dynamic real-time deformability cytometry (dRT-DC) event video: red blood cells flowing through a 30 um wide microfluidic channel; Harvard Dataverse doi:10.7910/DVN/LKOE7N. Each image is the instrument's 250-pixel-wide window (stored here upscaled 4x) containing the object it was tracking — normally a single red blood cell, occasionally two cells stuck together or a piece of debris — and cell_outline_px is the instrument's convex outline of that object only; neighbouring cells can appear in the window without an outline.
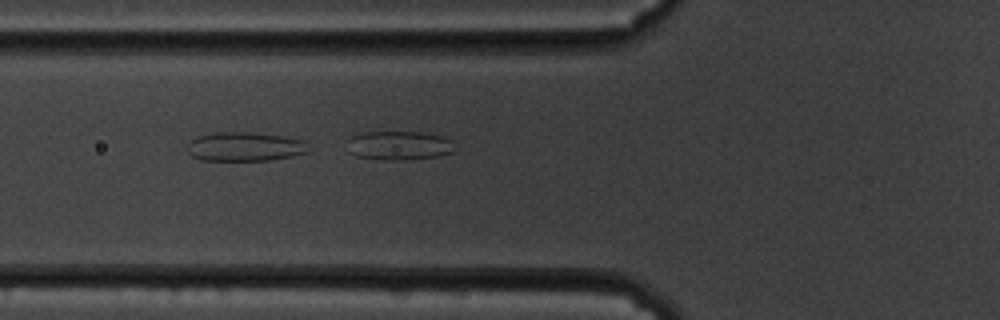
{"species": "common noctule bat (a hibernating species)", "species_latin": "Nyctalus noctula", "temperature_condition": "cold", "stored_images_in_passage": 14, "camera_frame_rate_fps": 3000, "um_per_image_px": 0.085, "animal": {"sex": "male", "body_mass_g": 19.5, "forearm_length_mm": 54.6}, "frame": {"image": 1, "passage_image": 3, "time_ms": 0.667, "image_size_px": [1000, 320], "cell_outline_px": [[456, 148], [452, 152], [436, 156], [392, 160], [384, 160], [356, 156], [348, 152], [348, 140], [352, 136], [364, 132], [420, 132], [444, 136], [452, 140]], "centroid_in_image_um": [33.92, 12.35], "position_along_channel_um": 91.9, "area_um2": 18.09}}